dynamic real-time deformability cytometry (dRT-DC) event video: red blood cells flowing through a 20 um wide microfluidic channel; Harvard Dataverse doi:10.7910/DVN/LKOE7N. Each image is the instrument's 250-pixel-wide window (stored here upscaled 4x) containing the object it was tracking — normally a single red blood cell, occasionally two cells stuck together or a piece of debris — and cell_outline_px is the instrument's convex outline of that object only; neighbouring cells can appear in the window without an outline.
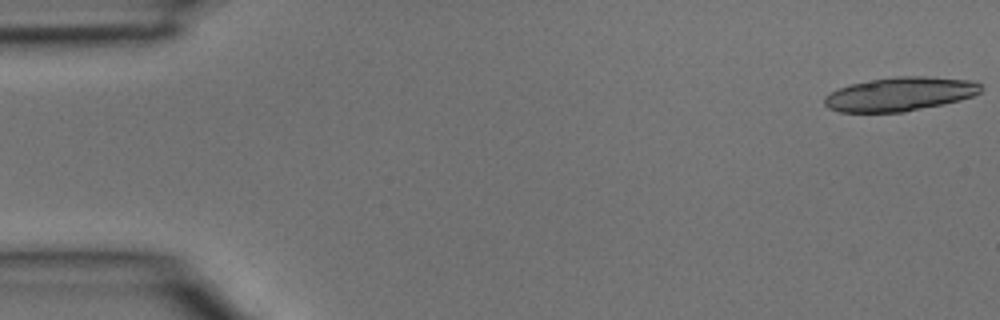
{"species": "common noctule bat (a hibernating species)", "species_latin": "Nyctalus noctula", "temperature_condition": "room temperature", "stored_images_in_passage": 4, "camera_frame_rate_fps": 3000, "um_per_image_px": 0.085, "animal": {"sex": "male", "body_mass_g": 15.6}, "frame": {"image": 1, "passage_image": 4, "time_ms": 1.0, "image_size_px": [1000, 320], "cell_outline_px": [[984, 88], [980, 92], [972, 96], [960, 100], [944, 104], [904, 112], [840, 112], [828, 108], [824, 104], [824, 96], [848, 84], [896, 76], [924, 76], [972, 80], [980, 84]], "centroid_in_image_um": [76.51, 8.0], "position_along_channel_um": 8.5, "area_um2": 30.92}}